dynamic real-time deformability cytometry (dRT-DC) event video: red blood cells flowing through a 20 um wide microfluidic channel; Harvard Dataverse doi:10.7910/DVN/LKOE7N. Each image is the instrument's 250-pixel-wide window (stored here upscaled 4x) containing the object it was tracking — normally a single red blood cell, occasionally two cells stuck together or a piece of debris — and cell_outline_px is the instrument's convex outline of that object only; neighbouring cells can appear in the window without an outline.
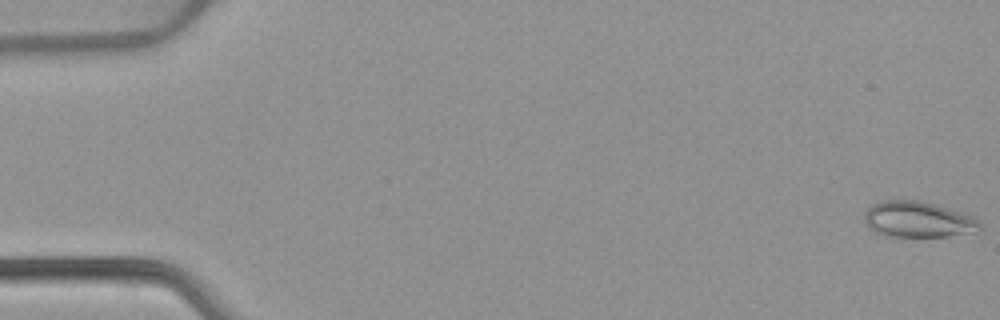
{"species": "common noctule bat (a hibernating species)", "species_latin": "Nyctalus noctula", "temperature_condition": "warm", "stored_images_in_passage": 53, "camera_frame_rate_fps": 3000, "um_per_image_px": 0.085, "animal": {"sex": "female", "body_mass_g": 22.7, "forearm_length_mm": 54.2}, "frame": {"image": 1, "passage_image": 1, "time_ms": 0.0, "image_size_px": [1000, 320], "cell_outline_px": [[984, 228], [980, 232], [948, 236], [884, 236], [868, 228], [864, 216], [864, 212], [872, 204], [880, 200], [920, 200], [964, 212], [976, 216], [980, 220]], "centroid_in_image_um": [78.11, 18.65], "position_along_channel_um": 6.9, "area_um2": 24.8}}
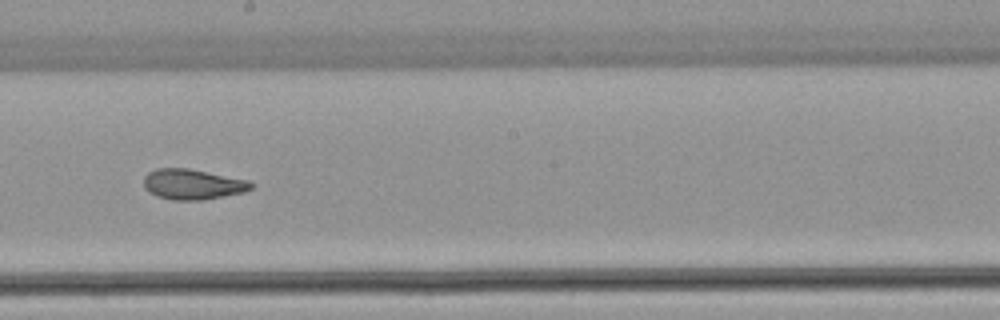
{"frame": {"image": 2, "passage_image": 30, "time_ms": 9.667, "image_size_px": [1000, 320], "cell_outline_px": [[256, 184], [252, 188], [244, 192], [204, 200], [172, 200], [156, 196], [148, 192], [144, 188], [144, 176], [148, 172], [156, 168], [188, 168], [248, 180]], "centroid_in_image_um": [16.36, 15.67], "position_along_channel_um": 231.8, "area_um2": 19.19}}
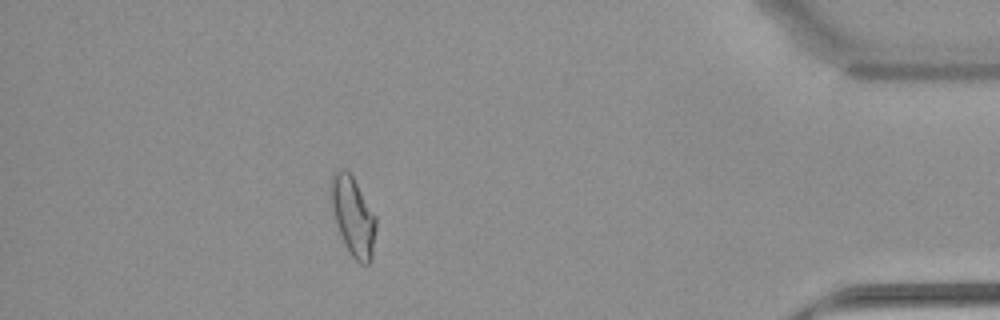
{"frame": {"image": 3, "passage_image": 47, "time_ms": 15.333, "image_size_px": [1000, 320], "cell_outline_px": [[376, 228], [372, 260], [368, 264], [360, 264], [352, 256], [344, 244], [340, 236], [336, 224], [332, 208], [332, 172], [336, 168], [344, 168], [352, 176], [376, 216]], "centroid_in_image_um": [30.03, 18.41], "position_along_channel_um": 405.2, "area_um2": 20.63}, "authors_computed_cell_mechanics": {"area_um2": 20.4612, "velocity_mm_per_s": 3.9102, "shape_relaxation_time_tau1_ms": null, "shape_relaxation_time_tau2_ms": 2.1397, "deformation_change_tau1": null, "deformation_change_tau2": 0.0787}}